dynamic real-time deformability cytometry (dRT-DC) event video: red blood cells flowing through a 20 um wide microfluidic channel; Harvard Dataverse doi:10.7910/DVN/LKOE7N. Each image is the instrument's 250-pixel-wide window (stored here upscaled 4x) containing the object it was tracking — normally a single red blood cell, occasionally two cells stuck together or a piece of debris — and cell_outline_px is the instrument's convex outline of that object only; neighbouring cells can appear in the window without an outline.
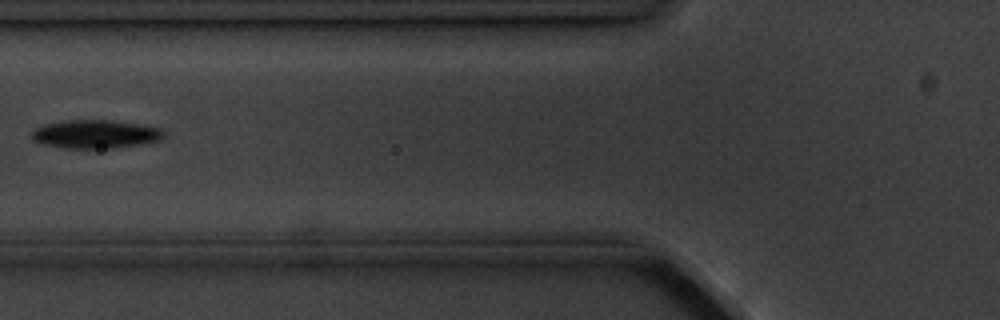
{"species": "common noctule bat (a hibernating species)", "species_latin": "Nyctalus noctula", "temperature_condition": "cold", "stored_images_in_passage": 7, "camera_frame_rate_fps": 3000, "um_per_image_px": 0.085, "animal": {"sex": "male", "body_mass_g": 20.1, "forearm_length_mm": 53.5}, "frame": {"image": 1, "passage_image": 6, "time_ms": 6.667, "image_size_px": [1000, 320], "cell_outline_px": [[164, 136], [160, 140], [140, 144], [112, 148], [64, 148], [44, 144], [32, 140], [32, 132], [36, 128], [44, 124], [64, 120], [112, 120], [140, 124], [160, 128], [164, 132]], "centroid_in_image_um": [8.1, 11.39], "position_along_channel_um": 117.7, "area_um2": 21.85}}